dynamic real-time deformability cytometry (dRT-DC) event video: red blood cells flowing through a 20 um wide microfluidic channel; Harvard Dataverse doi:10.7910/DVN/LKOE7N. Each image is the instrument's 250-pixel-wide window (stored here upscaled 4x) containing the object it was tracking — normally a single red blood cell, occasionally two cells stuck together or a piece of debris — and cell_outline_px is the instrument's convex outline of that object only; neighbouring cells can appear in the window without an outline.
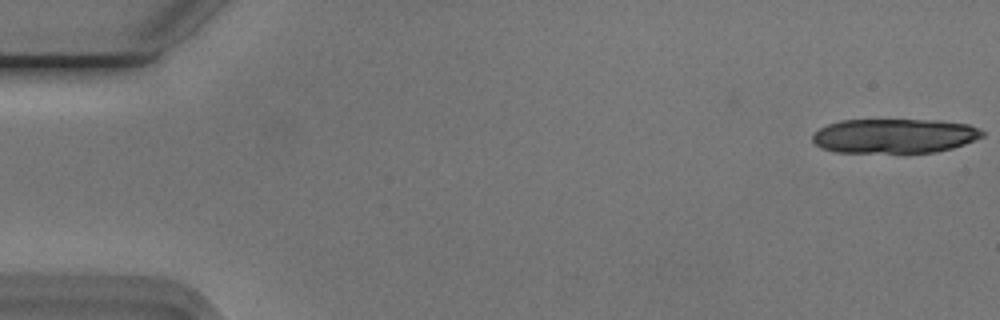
{"species": "Egyptian fruit bat (a non-hibernating species)", "species_latin": "Rousettus aegyptiacus", "temperature_condition": "cold", "stored_images_in_passage": 18, "camera_frame_rate_fps": 3000, "um_per_image_px": 0.085, "animal": {"sex": "male"}, "frame": {"image": 1, "passage_image": 1, "time_ms": 0.0, "image_size_px": [1000, 320], "cell_outline_px": [[984, 136], [964, 144], [952, 148], [936, 152], [836, 152], [820, 148], [812, 140], [812, 136], [820, 128], [828, 124], [840, 120], [936, 120], [968, 124], [984, 132]], "centroid_in_image_um": [76.01, 11.55], "position_along_channel_um": 9.0, "area_um2": 33.99}}